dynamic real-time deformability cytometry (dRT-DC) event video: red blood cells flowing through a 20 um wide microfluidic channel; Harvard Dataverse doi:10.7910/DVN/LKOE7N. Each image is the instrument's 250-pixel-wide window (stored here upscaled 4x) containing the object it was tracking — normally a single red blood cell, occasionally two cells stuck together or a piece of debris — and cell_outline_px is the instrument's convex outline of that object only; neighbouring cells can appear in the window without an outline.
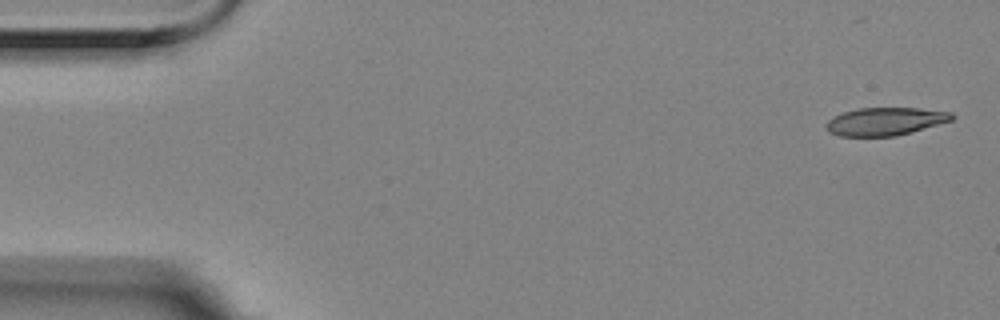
{"species": "Egyptian fruit bat (a non-hibernating species)", "species_latin": "Rousettus aegyptiacus", "temperature_condition": "room temperature", "stored_images_in_passage": 5, "camera_frame_rate_fps": 3000, "um_per_image_px": 0.085, "animal": {"sex": "female"}, "frame": {"image": 1, "passage_image": 1, "time_ms": 0.0, "image_size_px": [1000, 320], "cell_outline_px": [[956, 116], [952, 120], [896, 136], [840, 136], [828, 132], [824, 124], [832, 116], [856, 108], [920, 108], [952, 112]], "centroid_in_image_um": [75.21, 10.31], "position_along_channel_um": 9.8, "area_um2": 20.52}}
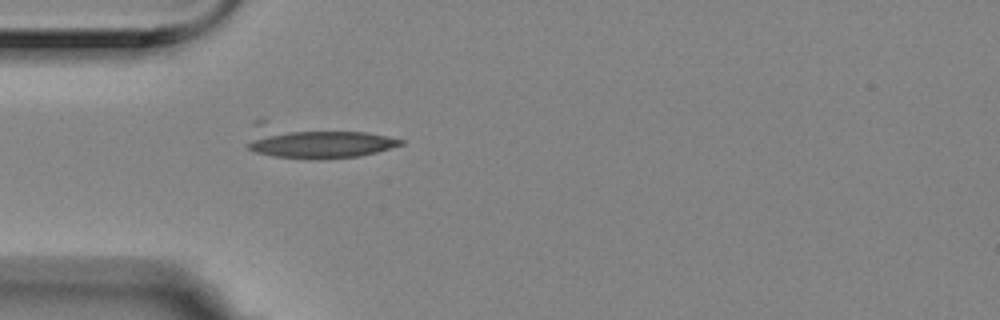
{"frame": {"image": 2, "passage_image": 5, "time_ms": 1.333, "image_size_px": [1000, 320], "cell_outline_px": [[404, 144], [376, 152], [360, 156], [320, 160], [312, 160], [276, 156], [256, 152], [248, 148], [248, 144], [252, 120], [264, 116], [368, 132], [388, 136], [404, 140]], "centroid_in_image_um": [26.66, 11.92], "position_along_channel_um": 58.3, "area_um2": 32.14}}